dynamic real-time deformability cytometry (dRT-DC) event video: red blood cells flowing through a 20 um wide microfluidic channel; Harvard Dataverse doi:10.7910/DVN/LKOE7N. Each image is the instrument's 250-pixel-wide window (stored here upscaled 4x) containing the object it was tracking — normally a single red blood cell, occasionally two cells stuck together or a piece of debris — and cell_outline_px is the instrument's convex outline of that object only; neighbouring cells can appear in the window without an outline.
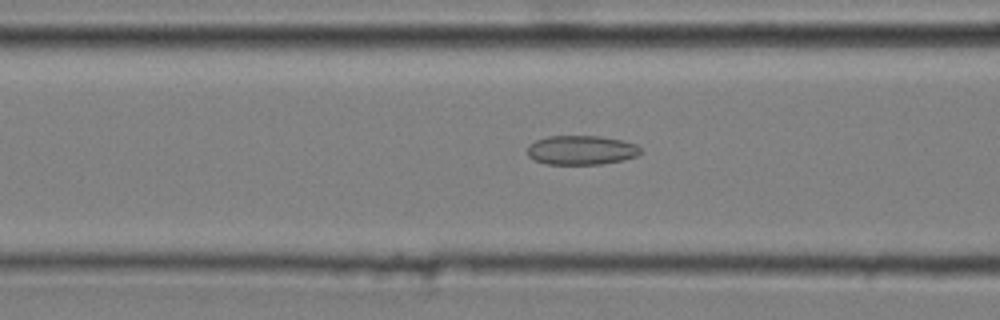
{"species": "common noctule bat (a hibernating species)", "species_latin": "Nyctalus noctula", "temperature_condition": "cold", "stored_images_in_passage": 47, "camera_frame_rate_fps": 3000, "um_per_image_px": 0.085, "animal": {"sex": "male", "body_mass_g": 20.4}, "frame": {"image": 1, "passage_image": 21, "time_ms": 6.667, "image_size_px": [1000, 320], "cell_outline_px": [[644, 152], [636, 156], [620, 160], [600, 164], [548, 164], [532, 160], [528, 156], [528, 144], [536, 140], [548, 136], [600, 136], [620, 140], [636, 144]], "centroid_in_image_um": [49.38, 12.76], "position_along_channel_um": 117.2, "area_um2": 19.31}}
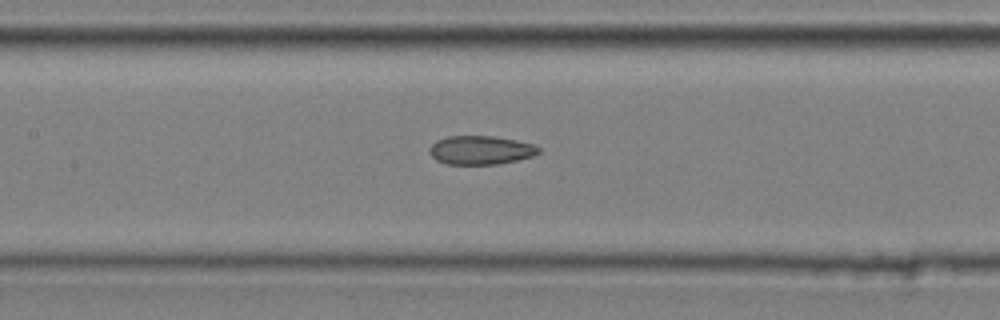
{"frame": {"image": 2, "passage_image": 25, "time_ms": 8.0, "image_size_px": [1000, 320], "cell_outline_px": [[540, 152], [532, 156], [516, 160], [496, 164], [448, 164], [436, 160], [428, 152], [428, 148], [436, 140], [448, 136], [496, 136], [516, 140], [532, 144], [540, 148]], "centroid_in_image_um": [40.82, 12.75], "position_along_channel_um": 166.6, "area_um2": 18.26}}